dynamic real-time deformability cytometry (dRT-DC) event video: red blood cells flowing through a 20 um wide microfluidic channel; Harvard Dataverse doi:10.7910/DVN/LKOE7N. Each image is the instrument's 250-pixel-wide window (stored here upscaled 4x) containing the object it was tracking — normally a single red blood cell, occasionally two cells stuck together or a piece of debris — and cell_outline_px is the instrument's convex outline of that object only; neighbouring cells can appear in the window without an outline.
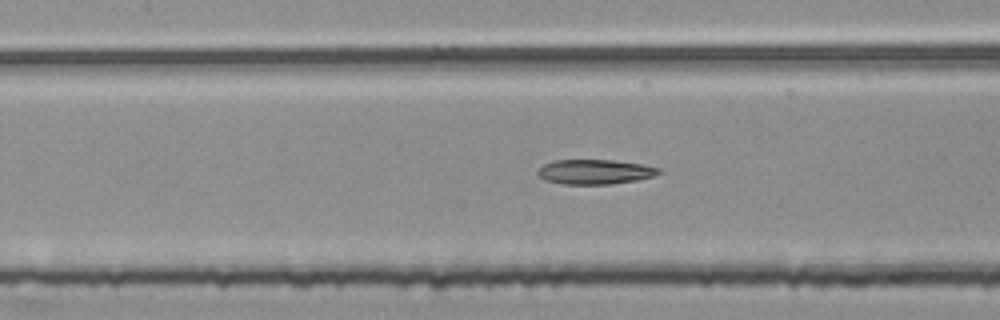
{"species": "common noctule bat (a hibernating species)", "species_latin": "Nyctalus noctula", "temperature_condition": "room temperature", "stored_images_in_passage": 24, "camera_frame_rate_fps": 3000, "um_per_image_px": 0.085, "animal": {"sex": "female", "body_mass_g": 25.1}, "frame": {"image": 1, "passage_image": 24, "time_ms": 7.667, "image_size_px": [1000, 320], "cell_outline_px": [[660, 172], [652, 176], [636, 180], [612, 184], [560, 184], [544, 180], [536, 176], [536, 168], [552, 160], [612, 160], [640, 164], [660, 168]], "centroid_in_image_um": [50.45, 14.61], "position_along_channel_um": 156.9, "area_um2": 17.57}}